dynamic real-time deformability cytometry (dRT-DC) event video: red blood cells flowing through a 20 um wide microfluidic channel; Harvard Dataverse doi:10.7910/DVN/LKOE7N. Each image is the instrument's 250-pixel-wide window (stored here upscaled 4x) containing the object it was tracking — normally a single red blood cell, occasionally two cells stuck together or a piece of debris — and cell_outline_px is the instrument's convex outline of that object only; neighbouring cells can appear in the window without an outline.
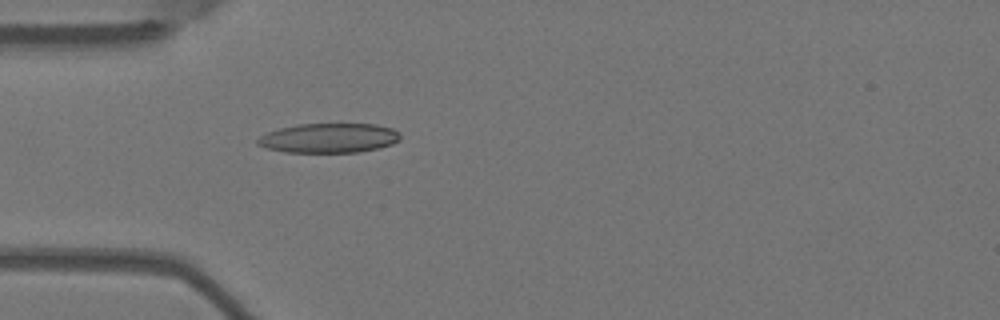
{"species": "Egyptian fruit bat (a non-hibernating species)", "species_latin": "Rousettus aegyptiacus", "temperature_condition": "warm", "stored_images_in_passage": 4, "camera_frame_rate_fps": 3000, "um_per_image_px": 0.085, "animal": {"sex": "female"}, "frame": {"image": 1, "passage_image": 4, "time_ms": 1.0, "image_size_px": [1000, 320], "cell_outline_px": [[400, 140], [392, 144], [380, 148], [360, 152], [284, 152], [268, 148], [256, 144], [256, 140], [260, 136], [268, 132], [280, 128], [296, 124], [376, 124], [392, 128], [400, 132]], "centroid_in_image_um": [27.99, 11.73], "position_along_channel_um": 57.0, "area_um2": 24.68}}